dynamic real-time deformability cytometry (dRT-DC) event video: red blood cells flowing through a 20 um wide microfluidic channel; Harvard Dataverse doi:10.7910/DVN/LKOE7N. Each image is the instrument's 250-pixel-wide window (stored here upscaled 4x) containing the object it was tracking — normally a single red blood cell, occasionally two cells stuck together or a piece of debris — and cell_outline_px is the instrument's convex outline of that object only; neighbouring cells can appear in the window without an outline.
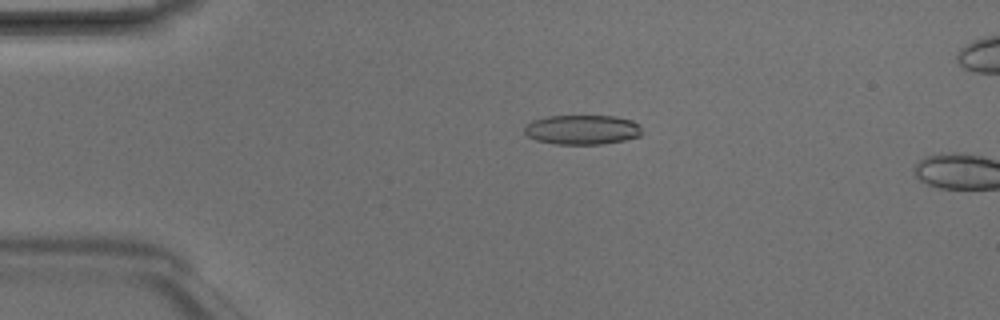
{"species": "Egyptian fruit bat (a non-hibernating species)", "species_latin": "Rousettus aegyptiacus", "temperature_condition": "room temperature", "stored_images_in_passage": 4, "camera_frame_rate_fps": 3000, "um_per_image_px": 0.085, "animal": {"sex": "male"}, "frame": {"image": 1, "passage_image": 3, "time_ms": 0.667, "image_size_px": [1000, 320], "cell_outline_px": [[640, 136], [624, 140], [600, 144], [556, 144], [536, 140], [528, 136], [524, 132], [524, 128], [532, 120], [548, 116], [616, 116], [632, 120], [640, 124]], "centroid_in_image_um": [49.49, 11.02], "position_along_channel_um": 35.5, "area_um2": 20.23}}